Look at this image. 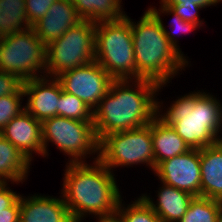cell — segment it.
<instances>
[{"mask_svg":"<svg viewBox=\"0 0 222 222\" xmlns=\"http://www.w3.org/2000/svg\"><path fill=\"white\" fill-rule=\"evenodd\" d=\"M23 92L24 96L28 97L24 108L36 120L43 122L59 116L62 86L56 78L44 76L23 81Z\"/></svg>","mask_w":222,"mask_h":222,"instance_id":"7c38bea8","label":"cell"},{"mask_svg":"<svg viewBox=\"0 0 222 222\" xmlns=\"http://www.w3.org/2000/svg\"><path fill=\"white\" fill-rule=\"evenodd\" d=\"M55 1L56 0H25L26 15L29 23L33 25L39 19L43 18Z\"/></svg>","mask_w":222,"mask_h":222,"instance_id":"4316f807","label":"cell"},{"mask_svg":"<svg viewBox=\"0 0 222 222\" xmlns=\"http://www.w3.org/2000/svg\"><path fill=\"white\" fill-rule=\"evenodd\" d=\"M169 7L174 13H176L182 20L187 22L195 23L199 26H202L203 21H200L198 10L203 7L200 6H181V5H164Z\"/></svg>","mask_w":222,"mask_h":222,"instance_id":"f1b7e54d","label":"cell"},{"mask_svg":"<svg viewBox=\"0 0 222 222\" xmlns=\"http://www.w3.org/2000/svg\"><path fill=\"white\" fill-rule=\"evenodd\" d=\"M30 165L31 162L11 142L0 137V182L18 184L24 181L28 177Z\"/></svg>","mask_w":222,"mask_h":222,"instance_id":"d6986e66","label":"cell"},{"mask_svg":"<svg viewBox=\"0 0 222 222\" xmlns=\"http://www.w3.org/2000/svg\"><path fill=\"white\" fill-rule=\"evenodd\" d=\"M63 91L81 99L94 110L109 91L114 79L97 61L58 75Z\"/></svg>","mask_w":222,"mask_h":222,"instance_id":"30bf717a","label":"cell"},{"mask_svg":"<svg viewBox=\"0 0 222 222\" xmlns=\"http://www.w3.org/2000/svg\"><path fill=\"white\" fill-rule=\"evenodd\" d=\"M97 220L98 222H120V220L116 216L110 218L97 219Z\"/></svg>","mask_w":222,"mask_h":222,"instance_id":"d6a6232c","label":"cell"},{"mask_svg":"<svg viewBox=\"0 0 222 222\" xmlns=\"http://www.w3.org/2000/svg\"><path fill=\"white\" fill-rule=\"evenodd\" d=\"M99 160L110 170L135 164H147L155 170L151 138V122L148 125L110 133L99 141Z\"/></svg>","mask_w":222,"mask_h":222,"instance_id":"9c48e42d","label":"cell"},{"mask_svg":"<svg viewBox=\"0 0 222 222\" xmlns=\"http://www.w3.org/2000/svg\"><path fill=\"white\" fill-rule=\"evenodd\" d=\"M151 138L155 167L160 162L182 155L191 149L175 129L158 116L151 121Z\"/></svg>","mask_w":222,"mask_h":222,"instance_id":"ac0fdd59","label":"cell"},{"mask_svg":"<svg viewBox=\"0 0 222 222\" xmlns=\"http://www.w3.org/2000/svg\"><path fill=\"white\" fill-rule=\"evenodd\" d=\"M93 165L85 162L66 165L63 177L62 197L75 222H81L85 215L102 218L114 217L120 191L112 171L97 156Z\"/></svg>","mask_w":222,"mask_h":222,"instance_id":"7a4b0ae2","label":"cell"},{"mask_svg":"<svg viewBox=\"0 0 222 222\" xmlns=\"http://www.w3.org/2000/svg\"><path fill=\"white\" fill-rule=\"evenodd\" d=\"M123 205L121 199L115 214L120 222H162L142 196L129 204L127 208Z\"/></svg>","mask_w":222,"mask_h":222,"instance_id":"603a6c76","label":"cell"},{"mask_svg":"<svg viewBox=\"0 0 222 222\" xmlns=\"http://www.w3.org/2000/svg\"><path fill=\"white\" fill-rule=\"evenodd\" d=\"M122 0H76L73 4L82 20L98 23L115 21L126 15L121 9ZM124 12V13H123Z\"/></svg>","mask_w":222,"mask_h":222,"instance_id":"ffe728a7","label":"cell"},{"mask_svg":"<svg viewBox=\"0 0 222 222\" xmlns=\"http://www.w3.org/2000/svg\"><path fill=\"white\" fill-rule=\"evenodd\" d=\"M0 71L17 75L22 81L45 76L46 45L32 27L0 39Z\"/></svg>","mask_w":222,"mask_h":222,"instance_id":"52a82bcc","label":"cell"},{"mask_svg":"<svg viewBox=\"0 0 222 222\" xmlns=\"http://www.w3.org/2000/svg\"><path fill=\"white\" fill-rule=\"evenodd\" d=\"M6 182H0V211L13 206L20 198L21 195L12 191Z\"/></svg>","mask_w":222,"mask_h":222,"instance_id":"f546056e","label":"cell"},{"mask_svg":"<svg viewBox=\"0 0 222 222\" xmlns=\"http://www.w3.org/2000/svg\"><path fill=\"white\" fill-rule=\"evenodd\" d=\"M96 23L81 20L61 37L46 45V72L56 78L65 71L95 61Z\"/></svg>","mask_w":222,"mask_h":222,"instance_id":"8992f818","label":"cell"},{"mask_svg":"<svg viewBox=\"0 0 222 222\" xmlns=\"http://www.w3.org/2000/svg\"><path fill=\"white\" fill-rule=\"evenodd\" d=\"M95 61L114 80L137 79L130 18L127 15L115 21L96 23Z\"/></svg>","mask_w":222,"mask_h":222,"instance_id":"5b68a950","label":"cell"},{"mask_svg":"<svg viewBox=\"0 0 222 222\" xmlns=\"http://www.w3.org/2000/svg\"><path fill=\"white\" fill-rule=\"evenodd\" d=\"M13 94H24L23 81L17 75L0 71V97Z\"/></svg>","mask_w":222,"mask_h":222,"instance_id":"83f0119b","label":"cell"},{"mask_svg":"<svg viewBox=\"0 0 222 222\" xmlns=\"http://www.w3.org/2000/svg\"><path fill=\"white\" fill-rule=\"evenodd\" d=\"M154 173L162 183L195 197L201 196L200 149H190L182 155L160 162Z\"/></svg>","mask_w":222,"mask_h":222,"instance_id":"8fae6325","label":"cell"},{"mask_svg":"<svg viewBox=\"0 0 222 222\" xmlns=\"http://www.w3.org/2000/svg\"><path fill=\"white\" fill-rule=\"evenodd\" d=\"M220 208L221 201L197 196L178 222H216Z\"/></svg>","mask_w":222,"mask_h":222,"instance_id":"7402d4cb","label":"cell"},{"mask_svg":"<svg viewBox=\"0 0 222 222\" xmlns=\"http://www.w3.org/2000/svg\"><path fill=\"white\" fill-rule=\"evenodd\" d=\"M20 204L19 200L11 207L0 211V222H19Z\"/></svg>","mask_w":222,"mask_h":222,"instance_id":"1f68e13d","label":"cell"},{"mask_svg":"<svg viewBox=\"0 0 222 222\" xmlns=\"http://www.w3.org/2000/svg\"><path fill=\"white\" fill-rule=\"evenodd\" d=\"M130 82H134L132 87ZM160 84L150 79L114 80L109 91L93 110V124L98 141L118 131L148 125L157 116L155 95Z\"/></svg>","mask_w":222,"mask_h":222,"instance_id":"6da1fadb","label":"cell"},{"mask_svg":"<svg viewBox=\"0 0 222 222\" xmlns=\"http://www.w3.org/2000/svg\"><path fill=\"white\" fill-rule=\"evenodd\" d=\"M218 142L222 144V138H218Z\"/></svg>","mask_w":222,"mask_h":222,"instance_id":"e575fe53","label":"cell"},{"mask_svg":"<svg viewBox=\"0 0 222 222\" xmlns=\"http://www.w3.org/2000/svg\"><path fill=\"white\" fill-rule=\"evenodd\" d=\"M222 0H161V5L200 6L206 8Z\"/></svg>","mask_w":222,"mask_h":222,"instance_id":"4dcf8cb0","label":"cell"},{"mask_svg":"<svg viewBox=\"0 0 222 222\" xmlns=\"http://www.w3.org/2000/svg\"><path fill=\"white\" fill-rule=\"evenodd\" d=\"M29 27L25 0H0V39Z\"/></svg>","mask_w":222,"mask_h":222,"instance_id":"44dd1931","label":"cell"},{"mask_svg":"<svg viewBox=\"0 0 222 222\" xmlns=\"http://www.w3.org/2000/svg\"><path fill=\"white\" fill-rule=\"evenodd\" d=\"M29 197L19 198V222H75L62 196L61 199L38 194Z\"/></svg>","mask_w":222,"mask_h":222,"instance_id":"5bb4252c","label":"cell"},{"mask_svg":"<svg viewBox=\"0 0 222 222\" xmlns=\"http://www.w3.org/2000/svg\"><path fill=\"white\" fill-rule=\"evenodd\" d=\"M158 193L157 204L153 203L150 196H141L148 202L162 222H178L186 213L195 196L179 190L173 186L162 183Z\"/></svg>","mask_w":222,"mask_h":222,"instance_id":"e0dca14e","label":"cell"},{"mask_svg":"<svg viewBox=\"0 0 222 222\" xmlns=\"http://www.w3.org/2000/svg\"><path fill=\"white\" fill-rule=\"evenodd\" d=\"M201 197L222 202V144L200 149Z\"/></svg>","mask_w":222,"mask_h":222,"instance_id":"2e32d148","label":"cell"},{"mask_svg":"<svg viewBox=\"0 0 222 222\" xmlns=\"http://www.w3.org/2000/svg\"><path fill=\"white\" fill-rule=\"evenodd\" d=\"M216 222H222V202H221V208L217 214Z\"/></svg>","mask_w":222,"mask_h":222,"instance_id":"836d02e7","label":"cell"},{"mask_svg":"<svg viewBox=\"0 0 222 222\" xmlns=\"http://www.w3.org/2000/svg\"><path fill=\"white\" fill-rule=\"evenodd\" d=\"M1 132L2 136L11 142L28 161H32L33 151L44 157L42 122L36 120L25 109L12 118Z\"/></svg>","mask_w":222,"mask_h":222,"instance_id":"4fadbf2b","label":"cell"},{"mask_svg":"<svg viewBox=\"0 0 222 222\" xmlns=\"http://www.w3.org/2000/svg\"><path fill=\"white\" fill-rule=\"evenodd\" d=\"M161 22L162 28L164 29V32L166 34V37L170 41L171 45L185 58L183 52L180 50V46L178 45V41L176 40L175 34L178 33L177 31H182L185 33L192 32V30L197 29L199 26L192 22H187L182 20L176 13H174L169 7L161 5V9L158 11L156 8H148ZM166 13V14H173L174 18L172 22H174V28L170 31H168L163 24L162 18L160 17V14ZM175 29V30H174Z\"/></svg>","mask_w":222,"mask_h":222,"instance_id":"d4e9b609","label":"cell"},{"mask_svg":"<svg viewBox=\"0 0 222 222\" xmlns=\"http://www.w3.org/2000/svg\"><path fill=\"white\" fill-rule=\"evenodd\" d=\"M82 19L78 16L74 4L67 0H56L46 15L32 25L38 38L47 45L61 37L70 27Z\"/></svg>","mask_w":222,"mask_h":222,"instance_id":"9a60e30c","label":"cell"},{"mask_svg":"<svg viewBox=\"0 0 222 222\" xmlns=\"http://www.w3.org/2000/svg\"><path fill=\"white\" fill-rule=\"evenodd\" d=\"M59 116L80 121H93V110L81 99L62 89L59 102Z\"/></svg>","mask_w":222,"mask_h":222,"instance_id":"cb8c5ba5","label":"cell"},{"mask_svg":"<svg viewBox=\"0 0 222 222\" xmlns=\"http://www.w3.org/2000/svg\"><path fill=\"white\" fill-rule=\"evenodd\" d=\"M54 143L60 151L71 156V163L85 162L86 155L99 156V141L93 121H80L54 116L42 122V144L44 156H48L47 145ZM83 157V158H82ZM83 159V160H82Z\"/></svg>","mask_w":222,"mask_h":222,"instance_id":"ba28073f","label":"cell"},{"mask_svg":"<svg viewBox=\"0 0 222 222\" xmlns=\"http://www.w3.org/2000/svg\"><path fill=\"white\" fill-rule=\"evenodd\" d=\"M24 94H13L0 97V131L18 116L25 108L21 105ZM23 108H22V107Z\"/></svg>","mask_w":222,"mask_h":222,"instance_id":"484cf974","label":"cell"},{"mask_svg":"<svg viewBox=\"0 0 222 222\" xmlns=\"http://www.w3.org/2000/svg\"><path fill=\"white\" fill-rule=\"evenodd\" d=\"M130 25L137 79L158 82L161 89L188 66V61L171 45L161 22L149 9L137 23L130 19Z\"/></svg>","mask_w":222,"mask_h":222,"instance_id":"3957f363","label":"cell"},{"mask_svg":"<svg viewBox=\"0 0 222 222\" xmlns=\"http://www.w3.org/2000/svg\"><path fill=\"white\" fill-rule=\"evenodd\" d=\"M160 108V102H157V116L171 125L191 149L218 143L222 105L213 95L199 90L173 101L163 115H160Z\"/></svg>","mask_w":222,"mask_h":222,"instance_id":"277c9868","label":"cell"}]
</instances>
